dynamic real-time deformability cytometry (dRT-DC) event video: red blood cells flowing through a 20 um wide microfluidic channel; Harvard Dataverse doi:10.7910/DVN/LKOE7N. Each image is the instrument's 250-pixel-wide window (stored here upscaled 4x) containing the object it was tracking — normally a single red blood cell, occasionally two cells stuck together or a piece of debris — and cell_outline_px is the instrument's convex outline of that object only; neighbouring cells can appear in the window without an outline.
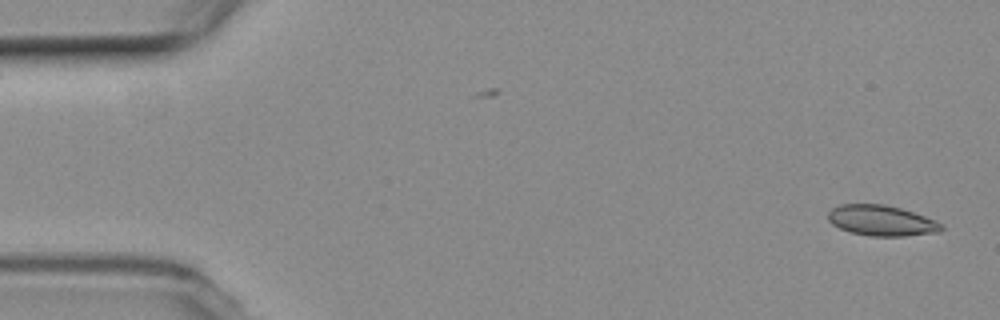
{"species": "common noctule bat (a hibernating species)", "species_latin": "Nyctalus noctula", "temperature_condition": "room temperature", "stored_images_in_passage": 53, "camera_frame_rate_fps": 3000, "um_per_image_px": 0.085, "animal": {"sex": "female", "body_mass_g": 19.3, "forearm_length_mm": 54.1}, "frame": {"image": 1, "passage_image": 1, "time_ms": 0.0, "image_size_px": [1000, 320], "cell_outline_px": [[944, 228], [940, 232], [904, 236], [872, 236], [852, 232], [840, 228], [832, 224], [828, 220], [828, 212], [832, 208], [840, 204], [884, 204], [900, 208], [936, 220], [944, 224]], "centroid_in_image_um": [74.95, 18.75], "position_along_channel_um": 10.1, "area_um2": 20.17}}
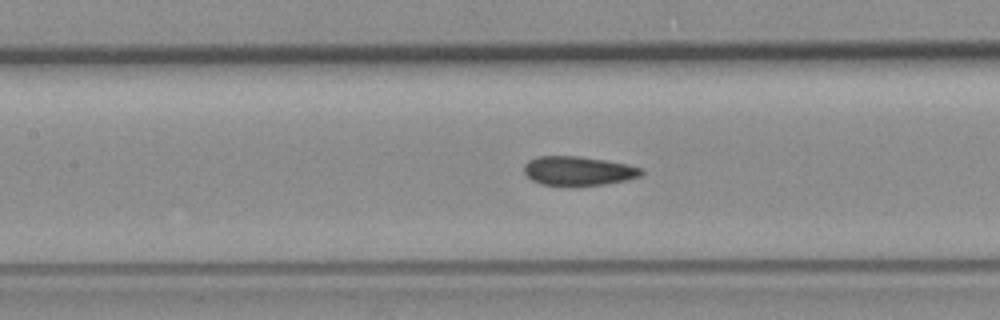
{"frame": {"image": 2, "passage_image": 23, "time_ms": 7.333, "image_size_px": [1000, 320], "cell_outline_px": [[644, 172], [640, 176], [628, 180], [604, 184], [576, 188], [568, 188], [540, 184], [532, 180], [524, 172], [524, 164], [528, 160], [540, 156], [576, 156], [604, 160], [628, 164], [644, 168]], "centroid_in_image_um": [49.16, 14.57], "position_along_channel_um": 158.2, "area_um2": 20.63}}
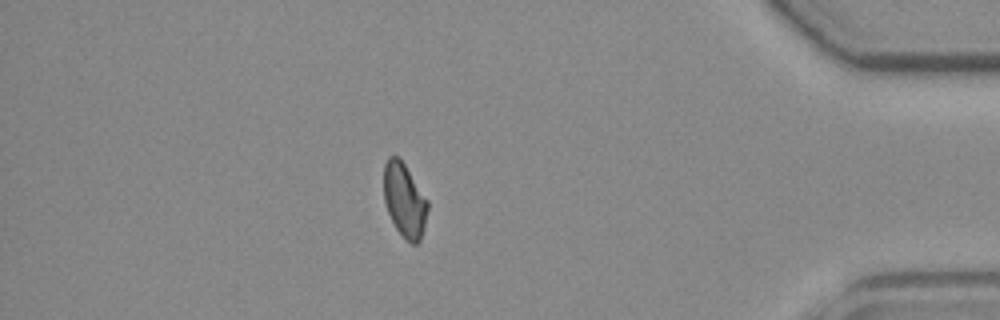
{"frame": {"image": 3, "passage_image": 46, "time_ms": 15.0, "image_size_px": [1000, 320], "cell_outline_px": [[428, 208], [424, 228], [420, 240], [416, 244], [412, 244], [396, 228], [388, 212], [384, 200], [384, 164], [388, 156], [400, 156], [428, 200]], "centroid_in_image_um": [34.38, 16.96], "position_along_channel_um": 400.8, "area_um2": 18.9}, "authors_computed_cell_mechanics": {"area_um2": 20.1722, "velocity_mm_per_s": 3.7638, "shape_relaxation_time_tau1_ms": null, "shape_relaxation_time_tau2_ms": 2.4651, "deformation_change_tau1": null, "deformation_change_tau2": 0.0492}}